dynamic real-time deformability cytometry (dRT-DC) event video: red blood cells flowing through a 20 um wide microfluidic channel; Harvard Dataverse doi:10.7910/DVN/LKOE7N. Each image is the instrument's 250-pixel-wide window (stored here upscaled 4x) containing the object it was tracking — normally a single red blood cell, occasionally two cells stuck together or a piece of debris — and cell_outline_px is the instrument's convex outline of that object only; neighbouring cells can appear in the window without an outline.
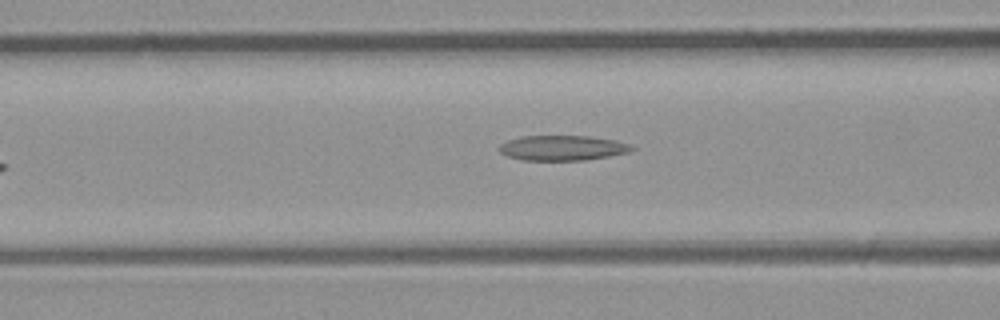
{"species": "common noctule bat (a hibernating species)", "species_latin": "Nyctalus noctula", "temperature_condition": "room temperature", "stored_images_in_passage": 6, "camera_frame_rate_fps": 3000, "um_per_image_px": 0.085, "animal": {"sex": "male", "body_mass_g": 23.1, "forearm_length_mm": 52.7}, "frame": {"image": 1, "passage_image": 6, "time_ms": 5.667, "image_size_px": [1000, 320], "cell_outline_px": [[636, 148], [632, 152], [584, 160], [520, 160], [508, 156], [500, 152], [496, 148], [500, 144], [508, 140], [520, 136], [588, 136], [616, 140], [628, 144]], "centroid_in_image_um": [47.8, 12.57], "position_along_channel_um": 118.8, "area_um2": 19.48}}